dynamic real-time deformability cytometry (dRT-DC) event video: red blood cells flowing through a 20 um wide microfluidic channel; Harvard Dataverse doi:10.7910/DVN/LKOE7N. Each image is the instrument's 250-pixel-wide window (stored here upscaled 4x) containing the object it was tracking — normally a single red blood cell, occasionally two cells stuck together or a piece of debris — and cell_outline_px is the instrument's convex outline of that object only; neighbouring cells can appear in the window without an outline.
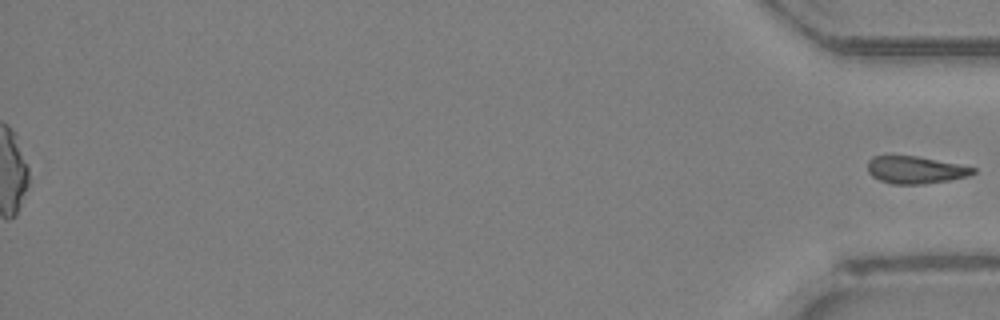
{"species": "Egyptian fruit bat (a non-hibernating species)", "species_latin": "Rousettus aegyptiacus", "temperature_condition": "room temperature", "stored_images_in_passage": 30, "segment_of_instrument_passage": [2, 2], "camera_frame_rate_fps": 3000, "um_per_image_px": 0.085, "animal": {"sex": "female"}, "frame": {"image": 1, "passage_image": 30, "time_ms": 9.667, "image_size_px": [1000, 320], "cell_outline_px": [[976, 172], [968, 176], [948, 180], [924, 184], [892, 184], [880, 180], [872, 176], [868, 172], [868, 160], [872, 156], [916, 156], [976, 168]], "centroid_in_image_um": [77.78, 14.45], "position_along_channel_um": 357.4, "area_um2": 16.59}}